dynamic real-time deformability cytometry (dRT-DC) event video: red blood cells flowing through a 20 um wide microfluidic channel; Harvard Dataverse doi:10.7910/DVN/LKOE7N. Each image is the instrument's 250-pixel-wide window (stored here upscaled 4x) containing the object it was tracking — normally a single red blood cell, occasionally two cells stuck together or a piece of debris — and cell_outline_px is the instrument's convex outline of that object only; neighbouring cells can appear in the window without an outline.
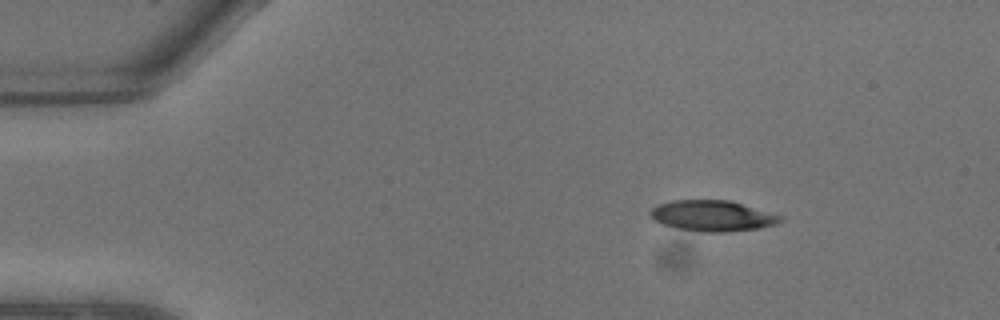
{"species": "common noctule bat (a hibernating species)", "species_latin": "Nyctalus noctula", "temperature_condition": "warm", "stored_images_in_passage": 7, "camera_frame_rate_fps": 3000, "um_per_image_px": 0.085, "animal": {"sex": "male", "body_mass_g": 13.3}, "frame": {"image": 1, "passage_image": 1, "time_ms": 0.0, "image_size_px": [1000, 320], "cell_outline_px": [[784, 220], [776, 224], [760, 228], [724, 232], [700, 232], [680, 228], [664, 224], [656, 220], [648, 212], [656, 204], [672, 200], [728, 200], [784, 216]], "centroid_in_image_um": [60.58, 18.34], "position_along_channel_um": 24.4, "area_um2": 23.24}}
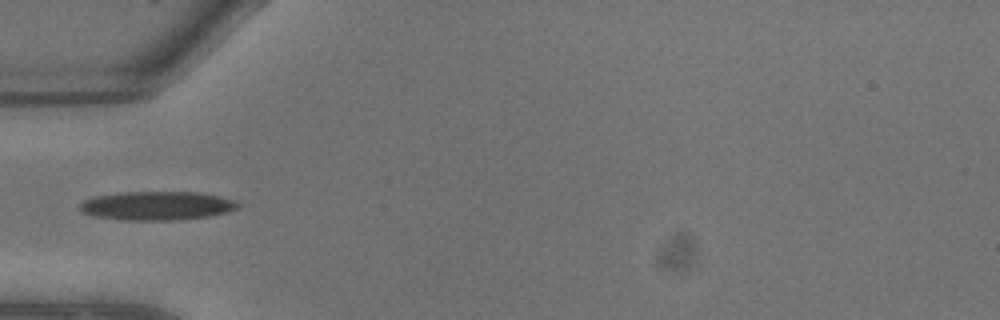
{"frame": {"image": 2, "passage_image": 5, "time_ms": 1.333, "image_size_px": [1000, 320], "cell_outline_px": [[240, 204], [236, 208], [228, 212], [212, 216], [176, 220], [124, 220], [96, 216], [80, 212], [76, 208], [84, 200], [92, 196], [120, 192], [200, 192], [220, 196], [236, 200]], "centroid_in_image_um": [13.32, 17.48], "position_along_channel_um": 71.7, "area_um2": 26.88}}
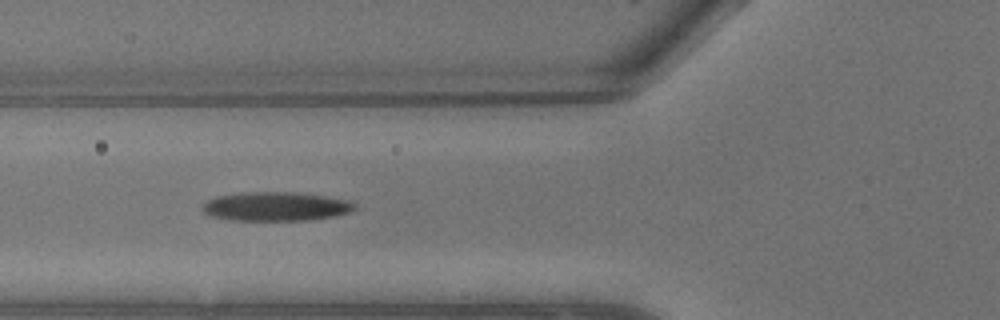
{"frame": {"image": 3, "passage_image": 6, "time_ms": 1.667, "image_size_px": [1000, 320], "cell_outline_px": [[356, 208], [352, 212], [336, 216], [312, 220], [232, 220], [208, 216], [200, 208], [208, 200], [216, 196], [244, 192], [292, 192], [324, 196], [348, 200], [356, 204]], "centroid_in_image_um": [23.45, 17.55], "position_along_channel_um": 102.3, "area_um2": 25.89}}